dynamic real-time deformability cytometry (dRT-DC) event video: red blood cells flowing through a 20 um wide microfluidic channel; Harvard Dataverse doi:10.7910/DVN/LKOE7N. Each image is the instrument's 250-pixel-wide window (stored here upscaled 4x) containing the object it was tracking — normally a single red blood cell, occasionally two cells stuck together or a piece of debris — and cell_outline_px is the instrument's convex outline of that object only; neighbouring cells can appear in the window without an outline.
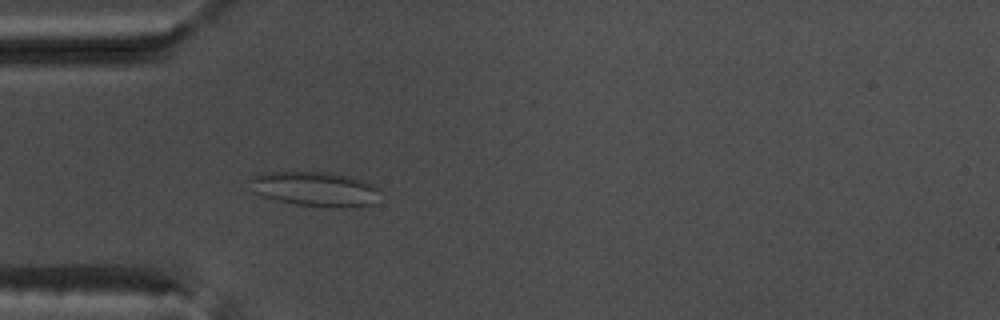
{"species": "common noctule bat (a hibernating species)", "species_latin": "Nyctalus noctula", "temperature_condition": "warm", "stored_images_in_passage": 55, "camera_frame_rate_fps": 3000, "um_per_image_px": 0.085, "animal": {"sex": "male", "body_mass_g": 17.5, "forearm_length_mm": 52.3}, "frame": {"image": 1, "passage_image": 17, "time_ms": 5.333, "image_size_px": [1000, 320], "cell_outline_px": [[380, 188], [372, 204], [352, 208], [336, 208], [296, 204], [276, 200], [260, 196], [252, 192], [252, 176], [264, 172], [328, 172], [352, 176], [364, 180]], "centroid_in_image_um": [26.79, 16.07], "position_along_channel_um": 58.2, "area_um2": 26.47}}
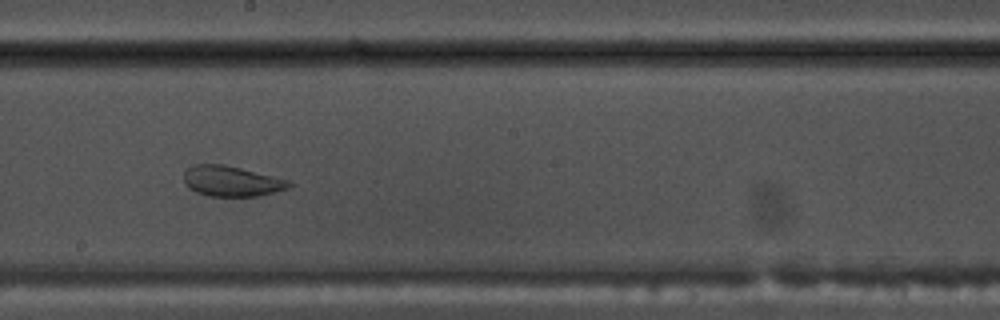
{"frame": {"image": 2, "passage_image": 31, "time_ms": 10.0, "image_size_px": [1000, 320], "cell_outline_px": [[292, 188], [256, 196], [208, 196], [196, 192], [188, 188], [184, 184], [184, 172], [192, 164], [224, 164], [288, 180], [292, 184]], "centroid_in_image_um": [19.65, 15.4], "position_along_channel_um": 228.5, "area_um2": 18.67}}
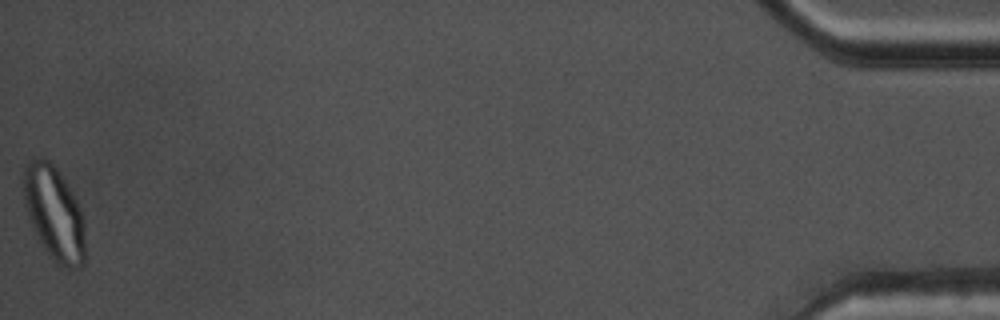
{"frame": {"image": 3, "passage_image": 55, "time_ms": 18.0, "image_size_px": [1000, 320], "cell_outline_px": [[84, 264], [80, 268], [68, 268], [56, 264], [52, 260], [36, 236], [28, 220], [24, 204], [24, 168], [28, 160], [36, 156], [44, 156], [56, 168], [76, 196], [84, 216]], "centroid_in_image_um": [4.6, 18.11], "position_along_channel_um": 430.6, "area_um2": 34.39}}